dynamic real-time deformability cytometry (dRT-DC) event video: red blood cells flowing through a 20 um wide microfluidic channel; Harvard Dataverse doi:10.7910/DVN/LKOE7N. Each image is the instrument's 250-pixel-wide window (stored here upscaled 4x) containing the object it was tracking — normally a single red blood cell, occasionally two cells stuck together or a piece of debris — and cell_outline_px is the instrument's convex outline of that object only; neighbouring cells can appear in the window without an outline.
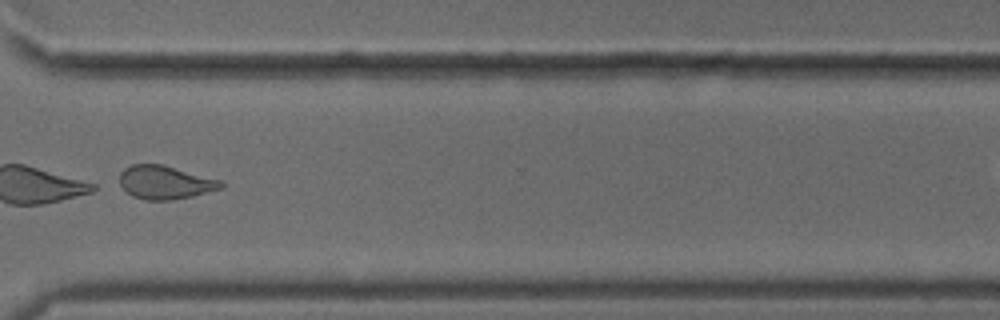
{"species": "common noctule bat (a hibernating species)", "species_latin": "Nyctalus noctula", "temperature_condition": "cold", "stored_images_in_passage": 45, "camera_frame_rate_fps": 3000, "um_per_image_px": 0.085, "animal": {"sex": "male", "body_mass_g": 18.8}, "frame": {"image": 1, "passage_image": 39, "time_ms": 12.667, "image_size_px": [1000, 320], "cell_outline_px": [[224, 188], [192, 196], [172, 200], [144, 200], [132, 196], [120, 184], [120, 172], [124, 168], [132, 164], [160, 164], [220, 180], [224, 184]], "centroid_in_image_um": [14.02, 15.51], "position_along_channel_um": 356.6, "area_um2": 19.59}}